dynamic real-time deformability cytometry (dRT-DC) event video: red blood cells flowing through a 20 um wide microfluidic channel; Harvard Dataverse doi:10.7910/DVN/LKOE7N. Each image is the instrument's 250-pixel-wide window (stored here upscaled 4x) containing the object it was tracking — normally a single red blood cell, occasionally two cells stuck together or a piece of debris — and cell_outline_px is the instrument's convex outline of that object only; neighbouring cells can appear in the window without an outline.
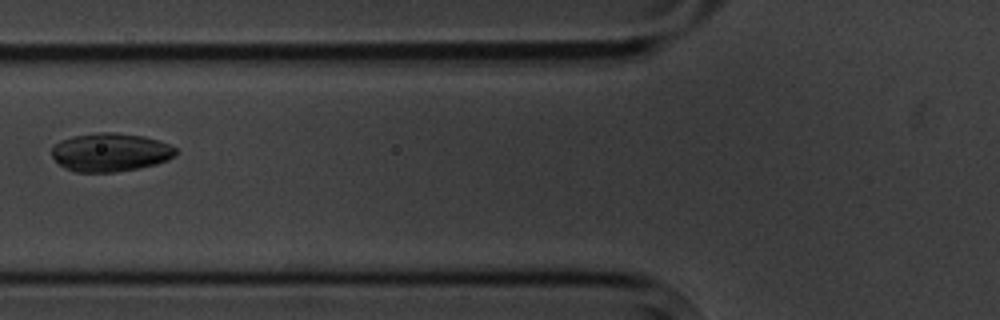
{"species": "common noctule bat (a hibernating species)", "species_latin": "Nyctalus noctula", "temperature_condition": "cold", "stored_images_in_passage": 9, "camera_frame_rate_fps": 3000, "um_per_image_px": 0.085, "animal": {"sex": "male", "body_mass_g": 20.1, "forearm_length_mm": 53.5}, "frame": {"image": 1, "passage_image": 6, "time_ms": 6.0, "image_size_px": [1000, 320], "cell_outline_px": [[176, 152], [168, 160], [156, 164], [140, 168], [116, 172], [76, 172], [64, 168], [52, 156], [52, 148], [60, 140], [76, 136], [96, 132], [116, 132], [144, 136], [168, 144], [176, 148]], "centroid_in_image_um": [9.37, 12.95], "position_along_channel_um": 116.4, "area_um2": 27.69}}
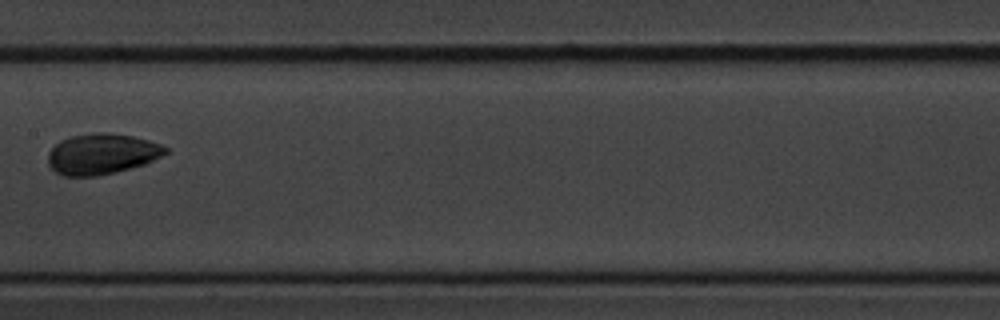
{"frame": {"image": 2, "passage_image": 8, "time_ms": 8.333, "image_size_px": [1000, 320], "cell_outline_px": [[168, 152], [144, 164], [116, 172], [96, 176], [64, 176], [56, 172], [48, 164], [48, 152], [60, 140], [72, 136], [92, 132], [108, 132], [132, 136], [148, 140], [160, 144], [168, 148]], "centroid_in_image_um": [8.63, 13.08], "position_along_channel_um": 198.8, "area_um2": 27.8}}
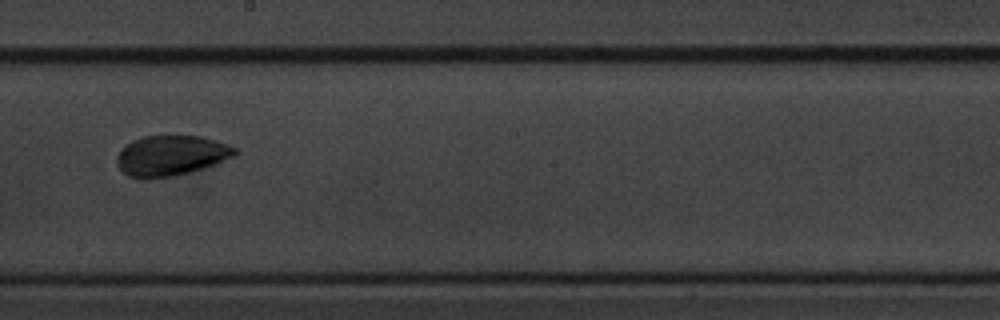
{"frame": {"image": 3, "passage_image": 9, "time_ms": 9.333, "image_size_px": [1000, 320], "cell_outline_px": [[240, 152], [216, 164], [204, 168], [172, 176], [148, 180], [140, 180], [128, 176], [116, 164], [116, 156], [132, 140], [144, 136], [200, 136], [216, 140], [228, 144], [236, 148]], "centroid_in_image_um": [14.53, 13.24], "position_along_channel_um": 233.7, "area_um2": 27.86}}